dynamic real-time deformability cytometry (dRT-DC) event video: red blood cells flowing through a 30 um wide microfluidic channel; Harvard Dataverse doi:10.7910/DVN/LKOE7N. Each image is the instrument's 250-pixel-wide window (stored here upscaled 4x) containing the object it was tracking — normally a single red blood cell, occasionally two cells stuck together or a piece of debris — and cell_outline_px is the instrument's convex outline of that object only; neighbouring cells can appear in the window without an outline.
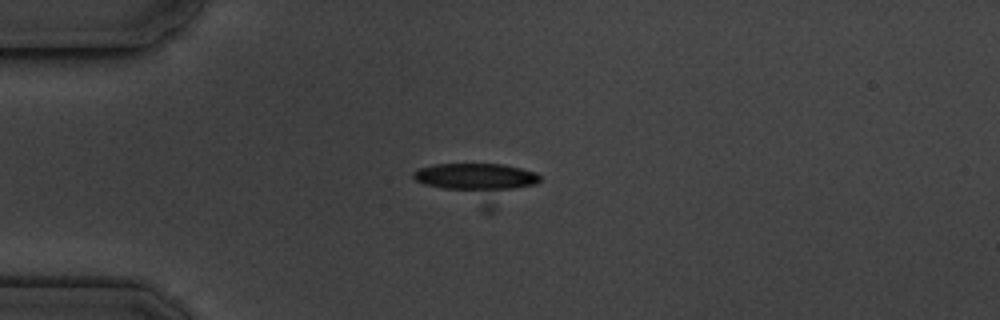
{"species": "common noctule bat (a hibernating species)", "species_latin": "Nyctalus noctula", "temperature_condition": "cold", "stored_images_in_passage": 6, "camera_frame_rate_fps": 3000, "um_per_image_px": 0.085, "animal": {"sex": "male", "body_mass_g": 19.5, "forearm_length_mm": 54.6}, "frame": {"image": 1, "passage_image": 4, "time_ms": 3.667, "image_size_px": [1000, 320], "cell_outline_px": [[540, 180], [536, 184], [492, 212], [484, 212], [424, 184], [416, 180], [412, 176], [412, 172], [420, 168], [436, 164], [504, 164], [536, 172], [540, 176]], "centroid_in_image_um": [40.66, 15.54], "position_along_channel_um": 44.3, "area_um2": 28.5}}